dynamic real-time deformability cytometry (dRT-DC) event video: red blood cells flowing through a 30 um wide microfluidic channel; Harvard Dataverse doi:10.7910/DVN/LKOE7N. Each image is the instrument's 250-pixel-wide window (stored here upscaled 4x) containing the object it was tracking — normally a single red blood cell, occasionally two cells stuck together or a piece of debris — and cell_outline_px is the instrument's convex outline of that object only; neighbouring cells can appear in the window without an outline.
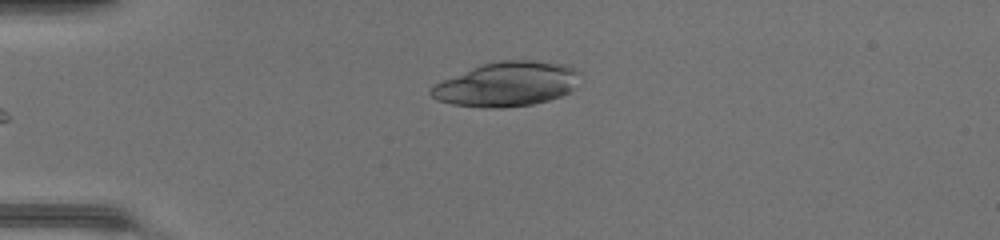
{"species": "common noctule bat (a hibernating species)", "species_latin": "Nyctalus noctula", "temperature_condition": "warm", "stored_images_in_passage": 32, "camera_frame_rate_fps": 3000, "um_per_image_px": 0.085, "animal": {"sex": "female", "body_mass_g": 17.0, "forearm_length_mm": 48.0}, "frame": {"image": 1, "passage_image": 1, "time_ms": 0.0, "image_size_px": [1000, 240], "cell_outline_px": [[572, 88], [568, 92], [560, 96], [548, 100], [532, 104], [500, 108], [488, 108], [452, 104], [436, 100], [432, 96], [432, 88], [436, 84], [444, 80], [484, 64], [500, 60], [524, 60], [560, 64], [572, 68]], "centroid_in_image_um": [42.98, 7.18], "position_along_channel_um": 42.0, "area_um2": 36.93}}